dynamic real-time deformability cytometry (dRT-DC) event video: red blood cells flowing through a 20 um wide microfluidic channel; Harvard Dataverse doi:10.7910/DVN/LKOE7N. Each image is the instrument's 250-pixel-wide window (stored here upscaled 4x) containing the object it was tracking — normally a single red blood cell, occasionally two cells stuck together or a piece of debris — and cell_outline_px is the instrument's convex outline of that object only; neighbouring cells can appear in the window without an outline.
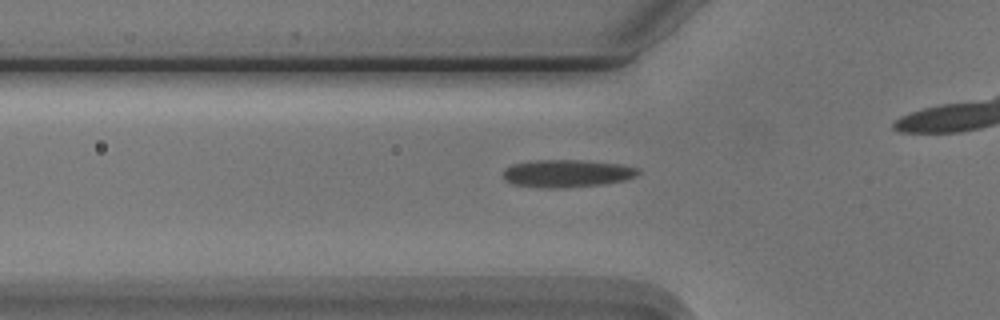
{"species": "Egyptian fruit bat (a non-hibernating species)", "species_latin": "Rousettus aegyptiacus", "temperature_condition": "cold", "stored_images_in_passage": 36, "camera_frame_rate_fps": 3000, "um_per_image_px": 0.085, "animal": {"sex": "male"}, "frame": {"image": 1, "passage_image": 10, "time_ms": 3.0, "image_size_px": [1000, 320], "cell_outline_px": [[640, 172], [636, 176], [624, 180], [604, 184], [564, 188], [540, 188], [512, 184], [504, 180], [504, 168], [512, 164], [536, 160], [580, 160], [616, 164], [640, 168]], "centroid_in_image_um": [48.16, 14.75], "position_along_channel_um": 77.6, "area_um2": 21.79}}
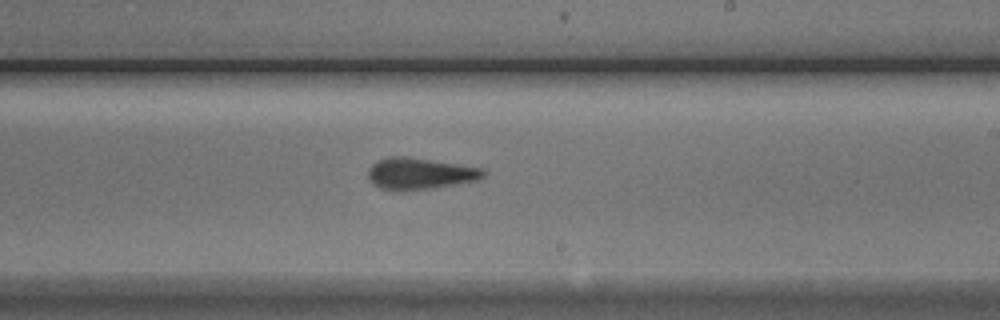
{"frame": {"image": 2, "passage_image": 24, "time_ms": 7.667, "image_size_px": [1000, 320], "cell_outline_px": [[484, 176], [480, 180], [404, 192], [380, 188], [372, 184], [368, 176], [368, 168], [376, 160], [388, 156], [408, 156], [484, 168]], "centroid_in_image_um": [35.65, 14.75], "position_along_channel_um": 253.3, "area_um2": 21.5}}
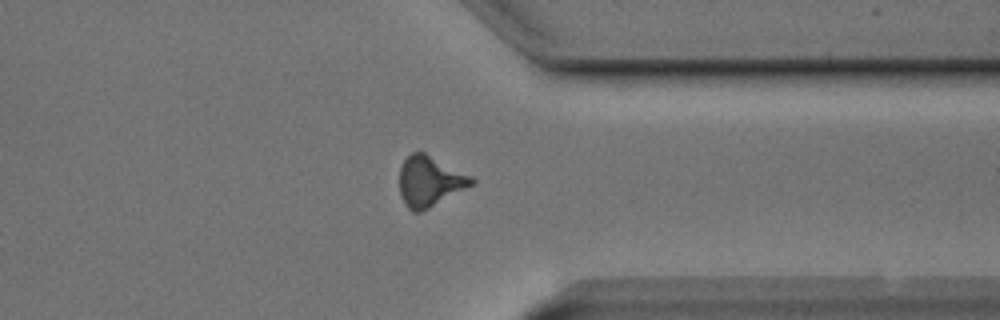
{"frame": {"image": 3, "passage_image": 34, "time_ms": 11.0, "image_size_px": [1000, 320], "cell_outline_px": [[476, 180], [472, 184], [428, 208], [420, 212], [412, 212], [408, 208], [400, 192], [400, 168], [404, 160], [412, 152], [424, 152], [472, 176]], "centroid_in_image_um": [36.51, 15.39], "position_along_channel_um": 374.9, "area_um2": 20.63}}